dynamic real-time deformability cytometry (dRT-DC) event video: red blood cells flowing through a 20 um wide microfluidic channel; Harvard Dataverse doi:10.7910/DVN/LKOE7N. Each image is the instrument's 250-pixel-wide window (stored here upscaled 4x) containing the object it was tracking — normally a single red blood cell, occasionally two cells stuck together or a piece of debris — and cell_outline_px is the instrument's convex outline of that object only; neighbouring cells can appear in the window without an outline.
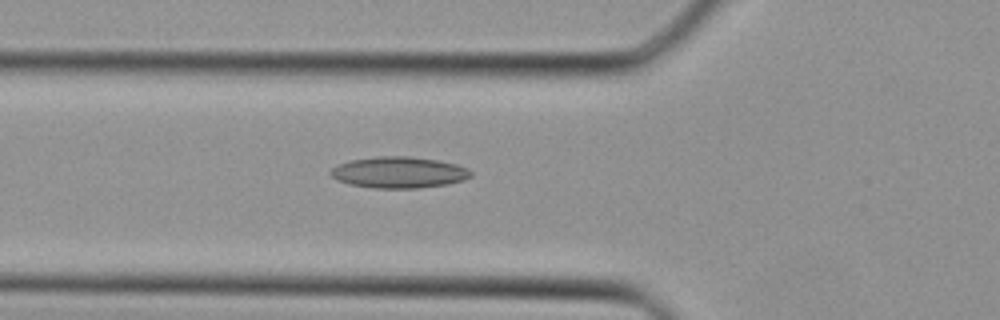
{"species": "Egyptian fruit bat (a non-hibernating species)", "species_latin": "Rousettus aegyptiacus", "temperature_condition": "cold", "stored_images_in_passage": 25, "camera_frame_rate_fps": 3000, "um_per_image_px": 0.085, "animal": {"sex": "female"}, "frame": {"image": 1, "passage_image": 3, "time_ms": 0.667, "image_size_px": [1000, 320], "cell_outline_px": [[472, 176], [464, 180], [448, 184], [416, 188], [376, 188], [348, 184], [336, 180], [328, 172], [332, 168], [340, 164], [352, 160], [376, 156], [408, 156], [436, 160], [456, 164], [468, 168], [472, 172]], "centroid_in_image_um": [33.91, 14.65], "position_along_channel_um": 91.9, "area_um2": 25.55}}
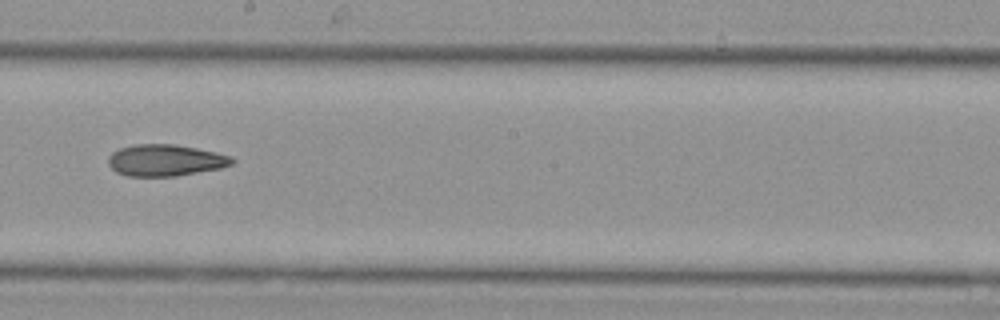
{"frame": {"image": 2, "passage_image": 11, "time_ms": 3.333, "image_size_px": [1000, 320], "cell_outline_px": [[236, 160], [232, 164], [220, 168], [176, 176], [128, 176], [116, 172], [108, 164], [108, 156], [112, 152], [120, 148], [136, 144], [172, 144], [196, 148], [216, 152], [232, 156]], "centroid_in_image_um": [14.06, 13.62], "position_along_channel_um": 234.1, "area_um2": 22.77}}
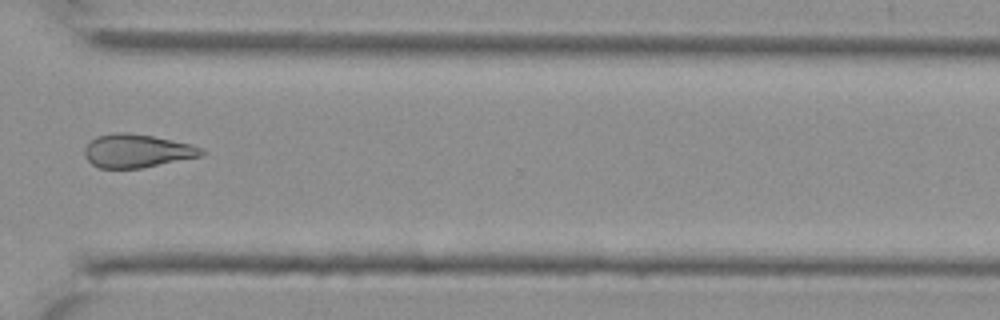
{"frame": {"image": 3, "passage_image": 18, "time_ms": 5.667, "image_size_px": [1000, 320], "cell_outline_px": [[204, 152], [200, 156], [140, 168], [100, 168], [92, 164], [84, 156], [84, 148], [96, 136], [112, 132], [124, 132], [152, 136], [192, 144], [200, 148]], "centroid_in_image_um": [11.59, 12.82], "position_along_channel_um": 359.0, "area_um2": 22.48}}